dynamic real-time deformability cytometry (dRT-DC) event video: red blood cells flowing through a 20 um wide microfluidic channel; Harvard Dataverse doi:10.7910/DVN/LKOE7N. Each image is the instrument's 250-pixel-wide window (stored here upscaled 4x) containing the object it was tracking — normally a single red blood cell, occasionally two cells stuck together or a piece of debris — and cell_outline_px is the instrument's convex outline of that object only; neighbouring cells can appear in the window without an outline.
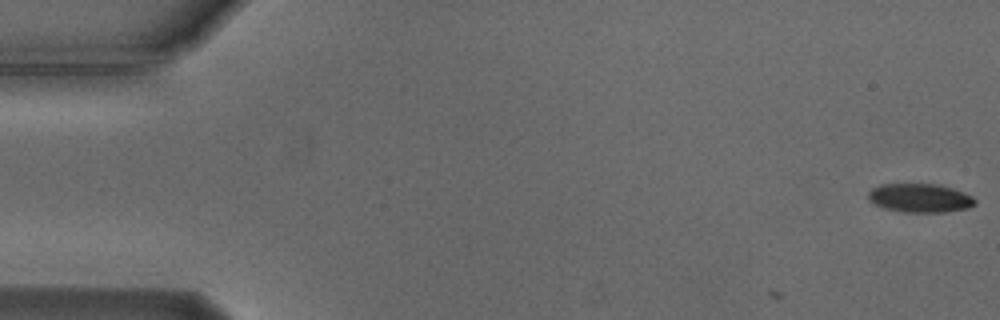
{"species": "Egyptian fruit bat (a non-hibernating species)", "species_latin": "Rousettus aegyptiacus", "temperature_condition": "cold", "stored_images_in_passage": 2, "camera_frame_rate_fps": 3000, "um_per_image_px": 0.085, "animal": {"sex": "male"}, "frame": {"image": 1, "passage_image": 2, "time_ms": 0.333, "image_size_px": [1000, 320], "cell_outline_px": [[976, 204], [968, 208], [944, 212], [904, 212], [884, 208], [868, 200], [868, 192], [872, 188], [880, 184], [940, 184], [964, 192], [972, 196], [976, 200]], "centroid_in_image_um": [78.21, 16.82], "position_along_channel_um": 6.8, "area_um2": 17.98}}